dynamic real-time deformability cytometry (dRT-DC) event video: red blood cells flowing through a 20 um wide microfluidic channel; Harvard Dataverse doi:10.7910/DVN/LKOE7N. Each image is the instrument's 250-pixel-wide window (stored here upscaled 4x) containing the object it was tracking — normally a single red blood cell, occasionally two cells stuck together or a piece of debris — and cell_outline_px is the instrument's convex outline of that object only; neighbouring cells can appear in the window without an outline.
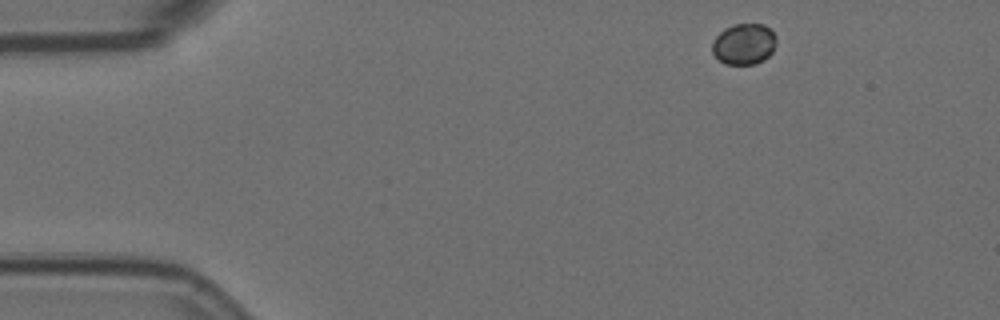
{"species": "Egyptian fruit bat (a non-hibernating species)", "species_latin": "Rousettus aegyptiacus", "temperature_condition": "room temperature", "stored_images_in_passage": 6, "camera_frame_rate_fps": 3000, "um_per_image_px": 0.085, "animal": {"sex": "female"}, "frame": {"image": 1, "passage_image": 1, "time_ms": 0.0, "image_size_px": [1000, 320], "cell_outline_px": [[776, 44], [772, 52], [764, 60], [756, 64], [724, 64], [712, 52], [712, 44], [716, 36], [724, 28], [732, 24], [764, 24], [776, 36]], "centroid_in_image_um": [63.24, 3.74], "position_along_channel_um": 21.8, "area_um2": 15.37}}
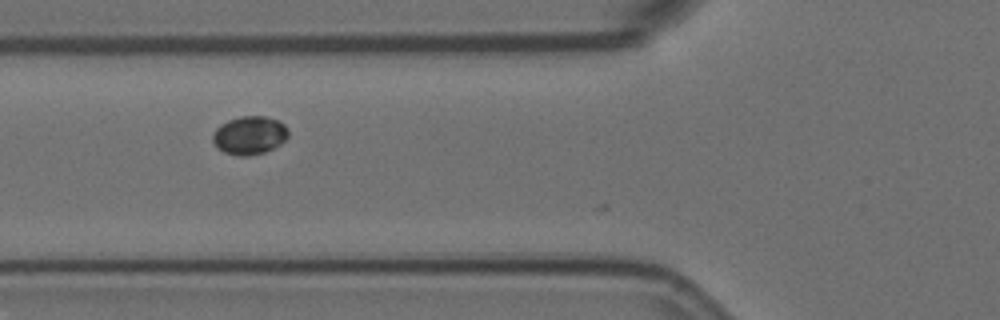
{"frame": {"image": 2, "passage_image": 5, "time_ms": 1.333, "image_size_px": [1000, 320], "cell_outline_px": [[288, 136], [280, 144], [264, 152], [248, 156], [240, 156], [224, 152], [216, 148], [212, 140], [212, 136], [216, 128], [220, 124], [228, 120], [240, 116], [264, 116], [276, 120], [284, 124], [288, 128]], "centroid_in_image_um": [21.18, 11.5], "position_along_channel_um": 104.6, "area_um2": 16.88}}